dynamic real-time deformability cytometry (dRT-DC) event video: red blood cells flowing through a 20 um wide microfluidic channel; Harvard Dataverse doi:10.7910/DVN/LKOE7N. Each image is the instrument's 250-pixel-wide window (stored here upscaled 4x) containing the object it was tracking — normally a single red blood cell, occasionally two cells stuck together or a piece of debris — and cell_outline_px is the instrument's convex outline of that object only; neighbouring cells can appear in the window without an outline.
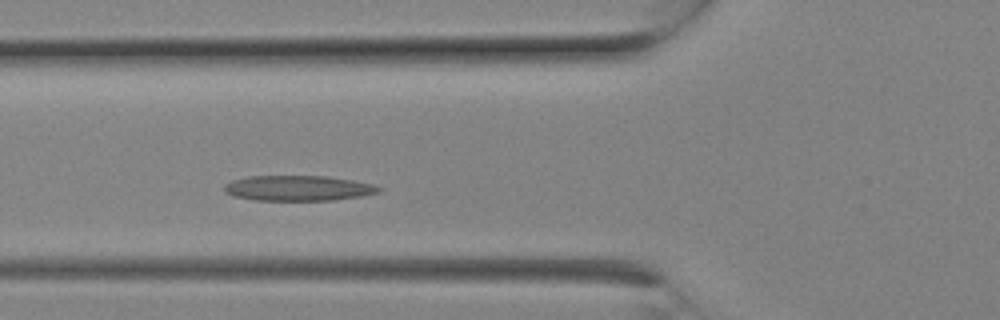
{"species": "Egyptian fruit bat (a non-hibernating species)", "species_latin": "Rousettus aegyptiacus", "temperature_condition": "room temperature", "stored_images_in_passage": 6, "camera_frame_rate_fps": 3000, "um_per_image_px": 0.085, "animal": {"sex": "female"}, "frame": {"image": 1, "passage_image": 5, "time_ms": 1.333, "image_size_px": [1000, 320], "cell_outline_px": [[384, 188], [380, 192], [360, 196], [332, 200], [256, 200], [232, 196], [224, 192], [224, 184], [232, 180], [248, 176], [328, 176], [352, 180], [372, 184]], "centroid_in_image_um": [25.32, 15.99], "position_along_channel_um": 100.5, "area_um2": 22.83}}
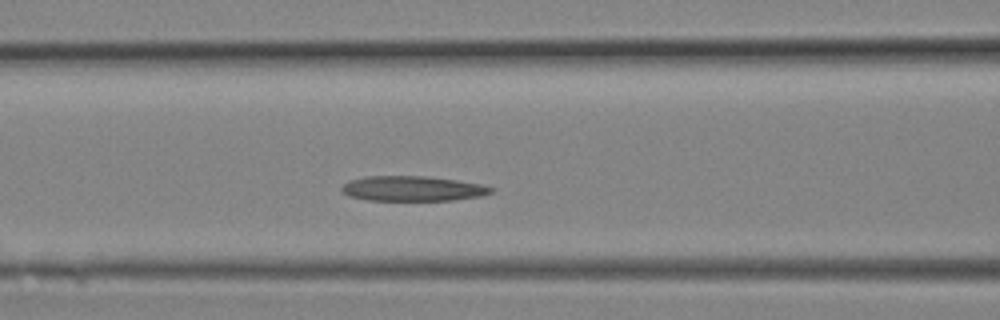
{"frame": {"image": 2, "passage_image": 6, "time_ms": 1.667, "image_size_px": [1000, 320], "cell_outline_px": [[496, 192], [484, 196], [452, 200], [368, 200], [348, 196], [340, 188], [348, 180], [364, 176], [428, 176], [456, 180], [480, 184], [496, 188]], "centroid_in_image_um": [35.11, 16.02], "position_along_channel_um": 131.5, "area_um2": 22.02}}